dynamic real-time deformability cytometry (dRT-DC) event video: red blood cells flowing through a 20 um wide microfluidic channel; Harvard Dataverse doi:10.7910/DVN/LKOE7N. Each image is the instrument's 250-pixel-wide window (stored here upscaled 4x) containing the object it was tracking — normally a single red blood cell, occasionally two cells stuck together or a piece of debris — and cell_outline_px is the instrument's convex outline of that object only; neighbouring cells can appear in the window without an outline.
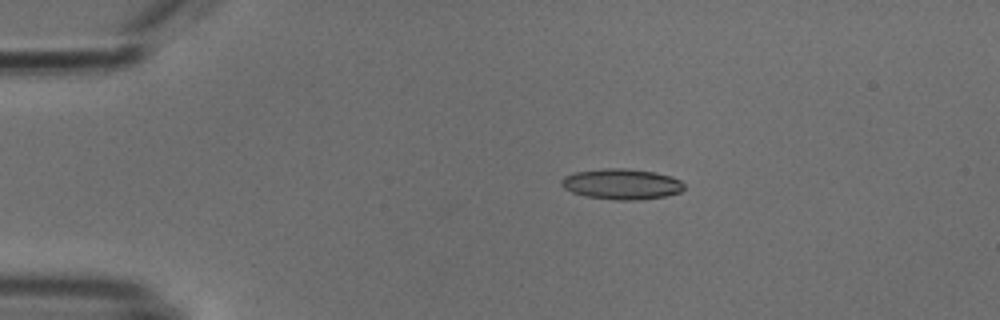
{"species": "common noctule bat (a hibernating species)", "species_latin": "Nyctalus noctula", "temperature_condition": "cold", "stored_images_in_passage": 4, "camera_frame_rate_fps": 3000, "um_per_image_px": 0.085, "animal": {"sex": "male", "body_mass_g": 18.8}, "frame": {"image": 1, "passage_image": 2, "time_ms": 1.0, "image_size_px": [1000, 320], "cell_outline_px": [[684, 188], [680, 192], [664, 196], [640, 200], [616, 200], [584, 196], [572, 192], [564, 188], [560, 184], [560, 180], [564, 176], [576, 172], [604, 168], [628, 168], [656, 172], [672, 176], [680, 180], [684, 184]], "centroid_in_image_um": [52.84, 15.64], "position_along_channel_um": 32.2, "area_um2": 22.08}}
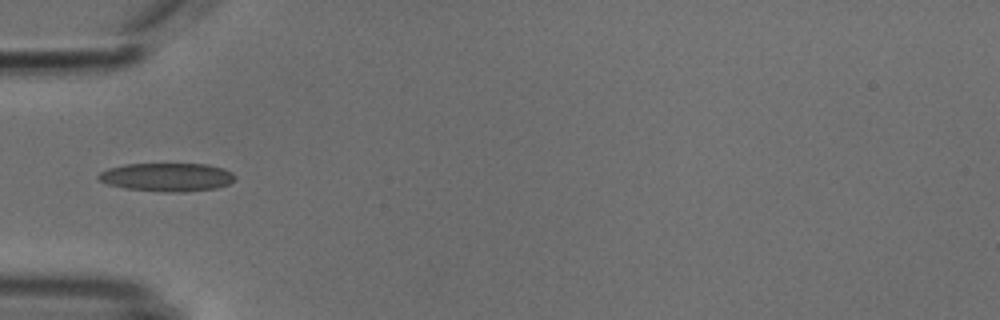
{"frame": {"image": 2, "passage_image": 4, "time_ms": 3.333, "image_size_px": [1000, 320], "cell_outline_px": [[236, 180], [228, 184], [216, 188], [184, 192], [164, 192], [124, 188], [108, 184], [100, 180], [96, 176], [100, 172], [108, 168], [124, 164], [208, 164], [224, 168], [232, 172], [236, 176]], "centroid_in_image_um": [14.22, 15.05], "position_along_channel_um": 70.8, "area_um2": 22.77}}